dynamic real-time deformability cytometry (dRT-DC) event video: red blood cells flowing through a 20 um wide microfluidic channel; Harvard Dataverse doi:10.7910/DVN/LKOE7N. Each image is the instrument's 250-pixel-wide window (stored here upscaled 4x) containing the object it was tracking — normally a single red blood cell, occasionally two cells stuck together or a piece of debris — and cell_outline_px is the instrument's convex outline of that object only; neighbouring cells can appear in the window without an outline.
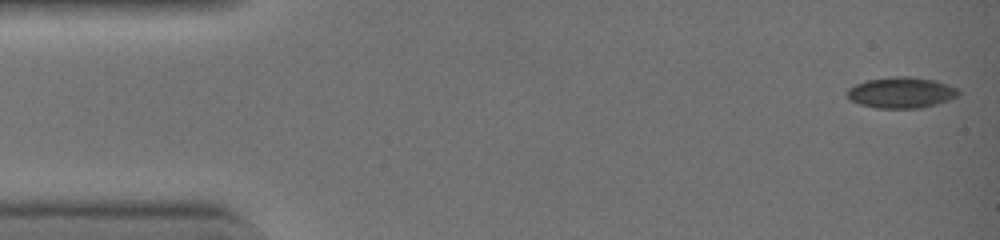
{"species": "common noctule bat (a hibernating species)", "species_latin": "Nyctalus noctula", "temperature_condition": "warm", "stored_images_in_passage": 26, "camera_frame_rate_fps": 3000, "um_per_image_px": 0.085, "animal": {"sex": "female", "body_mass_g": 19.0, "forearm_length_mm": 51.5}, "frame": {"image": 1, "passage_image": 1, "time_ms": 0.0, "image_size_px": [1000, 240], "cell_outline_px": [[960, 92], [956, 96], [948, 100], [936, 104], [920, 108], [876, 108], [860, 104], [852, 100], [844, 92], [848, 88], [856, 84], [868, 80], [896, 76], [908, 76], [932, 80], [956, 88]], "centroid_in_image_um": [76.56, 7.88], "position_along_channel_um": 8.4, "area_um2": 19.77}}
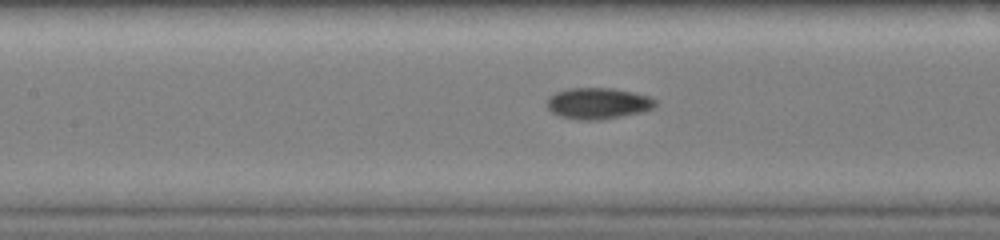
{"frame": {"image": 2, "passage_image": 19, "time_ms": 6.0, "image_size_px": [1000, 240], "cell_outline_px": [[656, 104], [652, 108], [640, 112], [600, 120], [580, 120], [560, 116], [552, 112], [548, 108], [548, 96], [556, 92], [568, 88], [612, 88], [632, 92], [648, 96], [656, 100]], "centroid_in_image_um": [50.8, 8.78], "position_along_channel_um": 156.6, "area_um2": 19.54}}
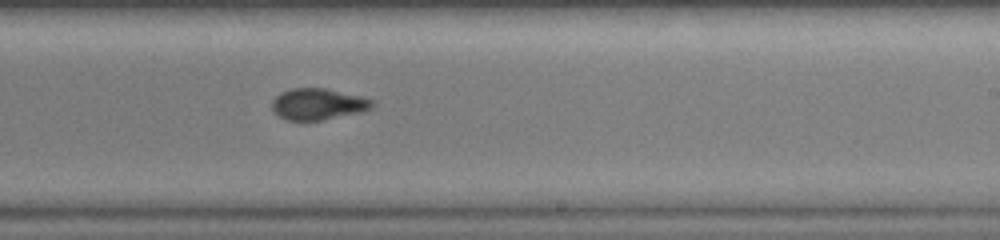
{"frame": {"image": 3, "passage_image": 26, "time_ms": 8.333, "image_size_px": [1000, 240], "cell_outline_px": [[376, 104], [372, 108], [360, 112], [304, 124], [288, 120], [272, 112], [272, 100], [280, 92], [292, 88], [328, 88], [376, 100]], "centroid_in_image_um": [27.02, 8.88], "position_along_channel_um": 262.0, "area_um2": 19.02}}